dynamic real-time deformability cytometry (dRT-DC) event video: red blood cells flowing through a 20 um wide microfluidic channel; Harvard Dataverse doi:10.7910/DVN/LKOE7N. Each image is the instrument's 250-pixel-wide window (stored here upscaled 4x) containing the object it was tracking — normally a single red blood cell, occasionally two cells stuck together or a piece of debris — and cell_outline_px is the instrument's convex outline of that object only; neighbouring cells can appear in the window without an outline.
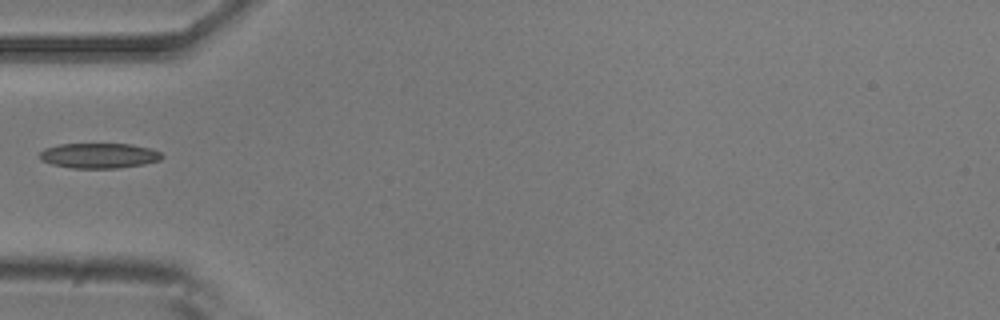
{"species": "common noctule bat (a hibernating species)", "species_latin": "Nyctalus noctula", "temperature_condition": "room temperature", "stored_images_in_passage": 35, "camera_frame_rate_fps": 3000, "um_per_image_px": 0.085, "animal": {"sex": "male", "body_mass_g": 20.5, "forearm_length_mm": 52.5}, "frame": {"image": 1, "passage_image": 1, "time_ms": 0.0, "image_size_px": [1000, 320], "cell_outline_px": [[164, 156], [160, 160], [144, 164], [120, 168], [72, 168], [52, 164], [40, 160], [40, 152], [44, 148], [60, 144], [132, 144], [148, 148], [160, 152]], "centroid_in_image_um": [8.41, 13.23], "position_along_channel_um": 76.6, "area_um2": 17.92}}
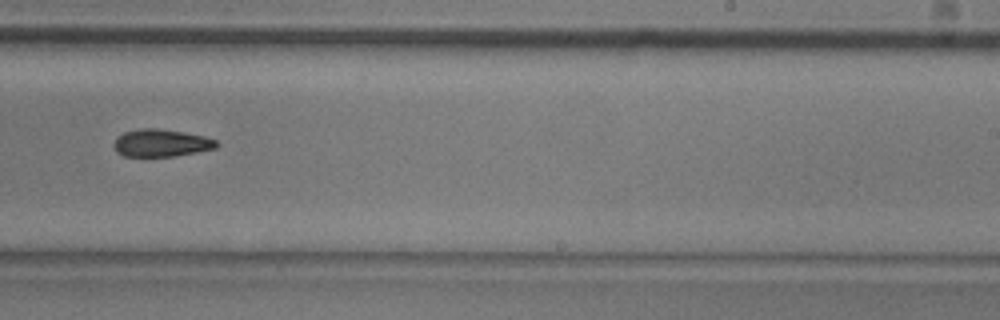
{"frame": {"image": 2, "passage_image": 16, "time_ms": 5.0, "image_size_px": [1000, 320], "cell_outline_px": [[220, 144], [216, 148], [176, 156], [124, 156], [116, 152], [112, 144], [124, 132], [140, 128], [156, 128], [184, 132], [204, 136], [216, 140]], "centroid_in_image_um": [13.71, 12.15], "position_along_channel_um": 275.3, "area_um2": 16.42}}
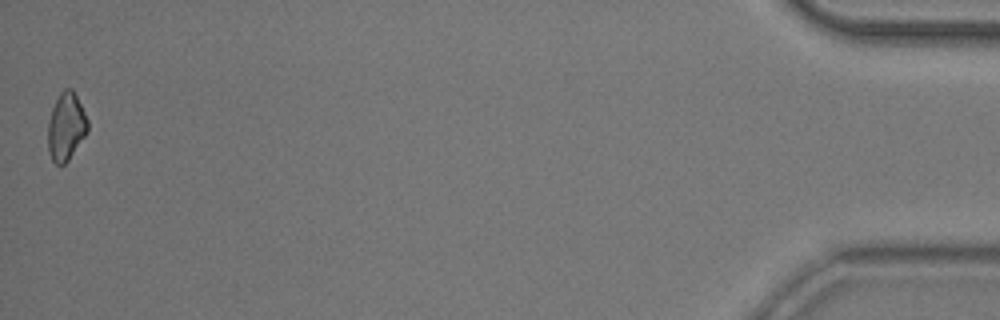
{"frame": {"image": 3, "passage_image": 35, "time_ms": 11.333, "image_size_px": [1000, 320], "cell_outline_px": [[88, 132], [68, 160], [64, 164], [56, 164], [52, 160], [48, 152], [48, 120], [52, 108], [60, 92], [64, 88], [72, 88], [88, 120]], "centroid_in_image_um": [5.61, 10.76], "position_along_channel_um": 429.6, "area_um2": 15.66}}